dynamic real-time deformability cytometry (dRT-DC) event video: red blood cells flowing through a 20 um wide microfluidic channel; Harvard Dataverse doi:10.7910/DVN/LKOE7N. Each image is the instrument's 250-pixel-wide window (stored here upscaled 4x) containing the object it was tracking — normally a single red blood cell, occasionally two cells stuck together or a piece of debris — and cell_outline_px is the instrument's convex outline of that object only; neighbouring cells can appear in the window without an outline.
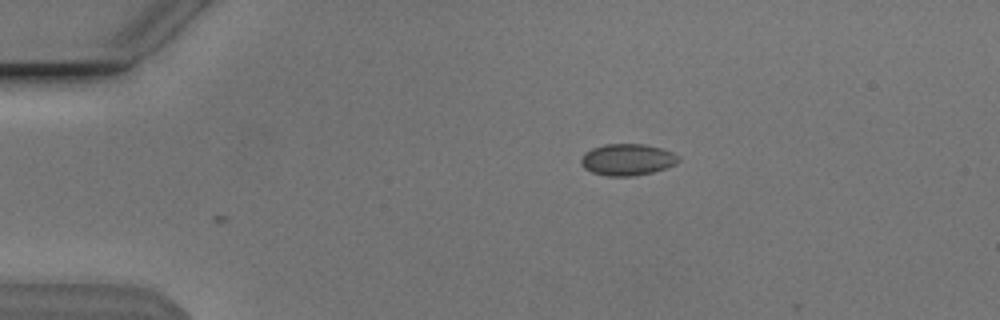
{"species": "Egyptian fruit bat (a non-hibernating species)", "species_latin": "Rousettus aegyptiacus", "temperature_condition": "cold", "stored_images_in_passage": 6, "camera_frame_rate_fps": 3000, "um_per_image_px": 0.085, "animal": {"sex": "male"}, "frame": {"image": 1, "passage_image": 1, "time_ms": 0.0, "image_size_px": [1000, 320], "cell_outline_px": [[680, 160], [676, 164], [652, 172], [632, 176], [608, 176], [592, 172], [584, 168], [580, 164], [580, 160], [584, 152], [592, 148], [604, 144], [644, 144], [660, 148], [672, 152], [680, 156]], "centroid_in_image_um": [53.3, 13.56], "position_along_channel_um": 31.7, "area_um2": 17.98}}